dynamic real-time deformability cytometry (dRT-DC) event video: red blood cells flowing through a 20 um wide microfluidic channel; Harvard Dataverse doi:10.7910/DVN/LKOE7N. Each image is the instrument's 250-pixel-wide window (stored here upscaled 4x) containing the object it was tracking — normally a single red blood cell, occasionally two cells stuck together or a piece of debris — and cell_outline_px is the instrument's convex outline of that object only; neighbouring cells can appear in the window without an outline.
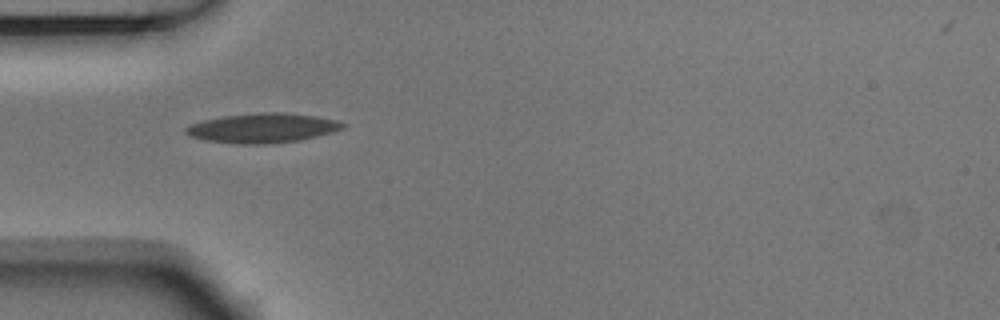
{"species": "Egyptian fruit bat (a non-hibernating species)", "species_latin": "Rousettus aegyptiacus", "temperature_condition": "room temperature", "stored_images_in_passage": 38, "camera_frame_rate_fps": 3000, "um_per_image_px": 0.085, "animal": {"sex": "male"}, "frame": {"image": 1, "passage_image": 1, "time_ms": 0.0, "image_size_px": [1000, 320], "cell_outline_px": [[344, 128], [332, 132], [300, 140], [268, 144], [236, 144], [204, 140], [192, 136], [184, 132], [184, 128], [192, 124], [204, 120], [224, 116], [260, 112], [284, 112], [312, 116], [336, 120], [344, 124]], "centroid_in_image_um": [22.29, 10.89], "position_along_channel_um": 62.7, "area_um2": 26.82}}
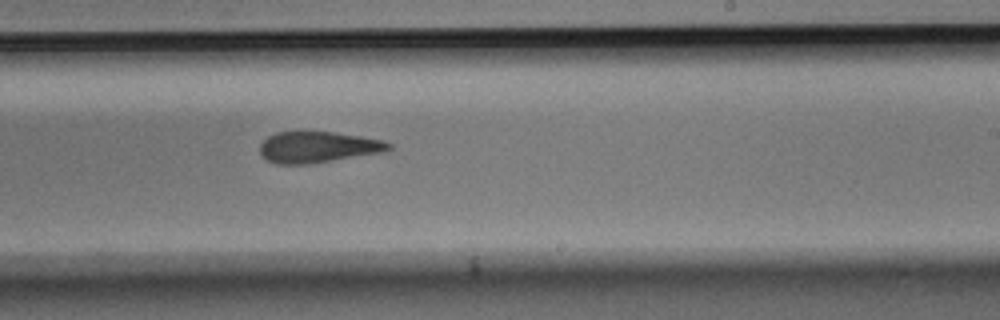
{"frame": {"image": 2, "passage_image": 17, "time_ms": 5.333, "image_size_px": [1000, 320], "cell_outline_px": [[392, 148], [384, 152], [312, 164], [276, 164], [268, 160], [260, 152], [260, 144], [268, 136], [276, 132], [332, 132], [360, 136], [384, 140], [392, 144]], "centroid_in_image_um": [27.05, 12.51], "position_along_channel_um": 261.9, "area_um2": 23.41}}
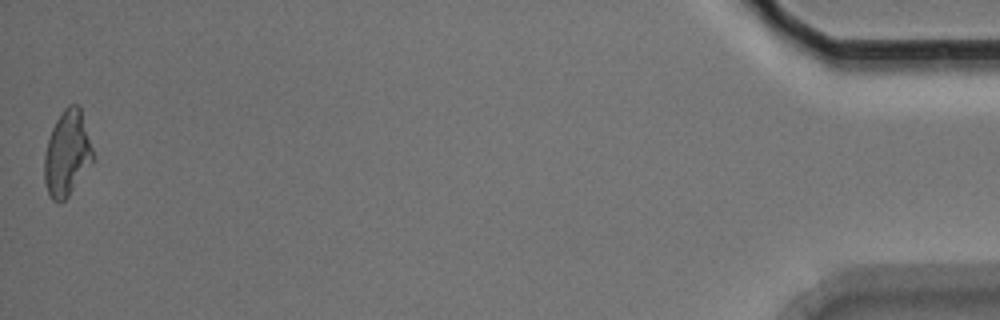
{"frame": {"image": 3, "passage_image": 38, "time_ms": 12.333, "image_size_px": [1000, 320], "cell_outline_px": [[92, 160], [68, 196], [60, 204], [56, 204], [52, 200], [48, 192], [44, 180], [44, 156], [48, 140], [52, 128], [56, 120], [64, 108], [68, 104], [80, 104], [92, 148]], "centroid_in_image_um": [5.67, 13.02], "position_along_channel_um": 429.5, "area_um2": 23.87}, "authors_computed_cell_mechanics": {"area_um2": 24.1604, "velocity_mm_per_s": 3.744, "shape_relaxation_time_tau1_ms": 9.2046, "shape_relaxation_time_tau2_ms": 5.1802, "deformation_change_tau1": 0.2093, "deformation_change_tau2": 0.1583}}